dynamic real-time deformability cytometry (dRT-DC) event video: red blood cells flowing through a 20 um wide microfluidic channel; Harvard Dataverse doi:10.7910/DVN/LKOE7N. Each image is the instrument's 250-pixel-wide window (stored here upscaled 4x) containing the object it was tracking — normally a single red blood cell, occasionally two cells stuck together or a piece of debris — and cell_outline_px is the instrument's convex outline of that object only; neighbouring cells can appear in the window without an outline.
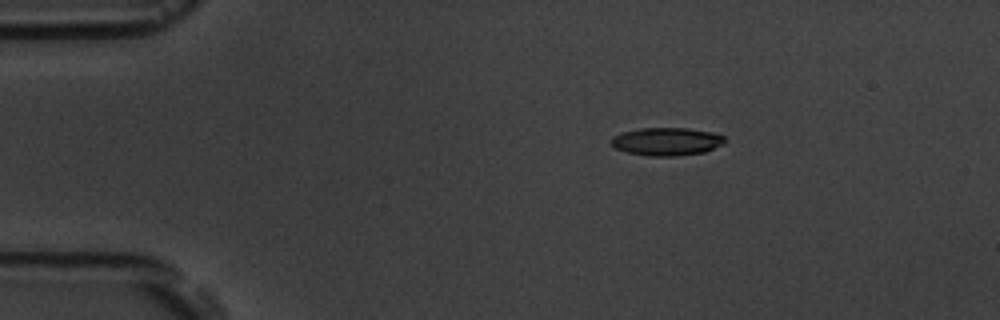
{"species": "common noctule bat (a hibernating species)", "species_latin": "Nyctalus noctula", "temperature_condition": "room temperature", "stored_images_in_passage": 3, "camera_frame_rate_fps": 3000, "um_per_image_px": 0.085, "animal": {"sex": "male", "body_mass_g": 19.5, "forearm_length_mm": 54.6}, "frame": {"image": 1, "passage_image": 1, "time_ms": 0.0, "image_size_px": [1000, 320], "cell_outline_px": [[728, 140], [724, 144], [704, 152], [676, 156], [648, 156], [628, 152], [616, 148], [612, 144], [612, 136], [620, 132], [640, 128], [684, 128], [712, 132], [724, 136]], "centroid_in_image_um": [56.69, 12.02], "position_along_channel_um": 28.3, "area_um2": 18.55}}
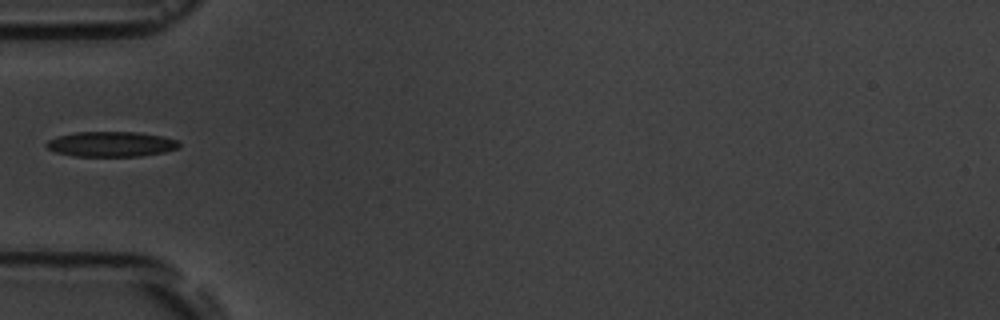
{"frame": {"image": 2, "passage_image": 3, "time_ms": 3.0, "image_size_px": [1000, 320], "cell_outline_px": [[180, 148], [164, 152], [140, 156], [76, 156], [56, 152], [48, 148], [44, 144], [48, 140], [60, 136], [76, 132], [136, 132], [164, 136], [176, 140], [180, 144]], "centroid_in_image_um": [9.48, 12.25], "position_along_channel_um": 75.5, "area_um2": 19.36}}